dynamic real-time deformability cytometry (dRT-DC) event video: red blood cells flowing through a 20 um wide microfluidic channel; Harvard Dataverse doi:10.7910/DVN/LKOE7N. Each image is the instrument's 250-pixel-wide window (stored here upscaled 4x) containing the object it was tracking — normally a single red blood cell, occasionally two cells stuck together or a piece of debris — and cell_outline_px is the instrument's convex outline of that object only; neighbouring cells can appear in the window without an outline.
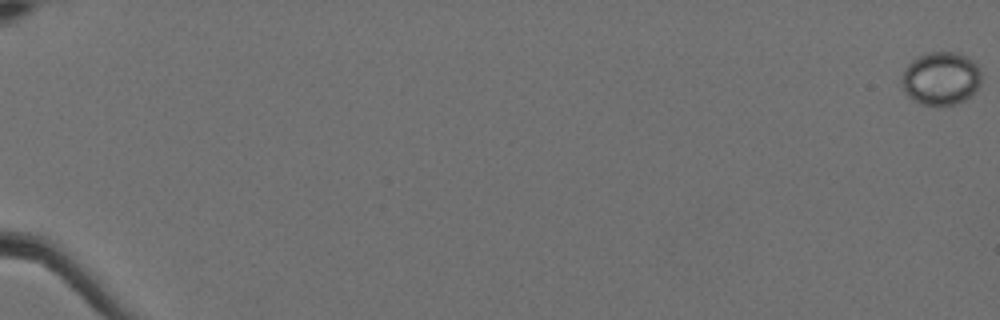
{"species": "Egyptian fruit bat (a non-hibernating species)", "species_latin": "Rousettus aegyptiacus", "temperature_condition": "cold", "stored_images_in_passage": 12, "camera_frame_rate_fps": 3000, "um_per_image_px": 0.085, "animal": {"sex": "female"}, "frame": {"image": 1, "passage_image": 1, "time_ms": 0.0, "image_size_px": [1000, 320], "cell_outline_px": [[980, 84], [964, 100], [956, 104], [924, 104], [912, 100], [908, 96], [900, 80], [908, 64], [912, 60], [920, 56], [932, 52], [956, 52], [964, 56], [976, 64], [980, 72]], "centroid_in_image_um": [79.95, 6.66], "position_along_channel_um": 5.0, "area_um2": 24.04}}